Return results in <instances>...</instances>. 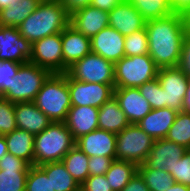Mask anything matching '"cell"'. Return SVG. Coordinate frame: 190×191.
<instances>
[{
  "label": "cell",
  "instance_id": "f6af8a7d",
  "mask_svg": "<svg viewBox=\"0 0 190 191\" xmlns=\"http://www.w3.org/2000/svg\"><path fill=\"white\" fill-rule=\"evenodd\" d=\"M122 1L123 0H92L91 6L109 12Z\"/></svg>",
  "mask_w": 190,
  "mask_h": 191
},
{
  "label": "cell",
  "instance_id": "f546056e",
  "mask_svg": "<svg viewBox=\"0 0 190 191\" xmlns=\"http://www.w3.org/2000/svg\"><path fill=\"white\" fill-rule=\"evenodd\" d=\"M138 172L150 191H165L175 183L174 178L166 170L151 168L145 163L138 166Z\"/></svg>",
  "mask_w": 190,
  "mask_h": 191
},
{
  "label": "cell",
  "instance_id": "d4e9b609",
  "mask_svg": "<svg viewBox=\"0 0 190 191\" xmlns=\"http://www.w3.org/2000/svg\"><path fill=\"white\" fill-rule=\"evenodd\" d=\"M5 136L8 153L34 165V135L17 128Z\"/></svg>",
  "mask_w": 190,
  "mask_h": 191
},
{
  "label": "cell",
  "instance_id": "f1b7e54d",
  "mask_svg": "<svg viewBox=\"0 0 190 191\" xmlns=\"http://www.w3.org/2000/svg\"><path fill=\"white\" fill-rule=\"evenodd\" d=\"M67 171L81 185L89 176L88 162L89 157L74 146L62 159Z\"/></svg>",
  "mask_w": 190,
  "mask_h": 191
},
{
  "label": "cell",
  "instance_id": "7bdbcfd3",
  "mask_svg": "<svg viewBox=\"0 0 190 191\" xmlns=\"http://www.w3.org/2000/svg\"><path fill=\"white\" fill-rule=\"evenodd\" d=\"M67 11L69 15H72L77 10L90 6L92 0H58Z\"/></svg>",
  "mask_w": 190,
  "mask_h": 191
},
{
  "label": "cell",
  "instance_id": "7c38bea8",
  "mask_svg": "<svg viewBox=\"0 0 190 191\" xmlns=\"http://www.w3.org/2000/svg\"><path fill=\"white\" fill-rule=\"evenodd\" d=\"M32 44L17 27L0 26V60L26 63L31 59Z\"/></svg>",
  "mask_w": 190,
  "mask_h": 191
},
{
  "label": "cell",
  "instance_id": "277c9868",
  "mask_svg": "<svg viewBox=\"0 0 190 191\" xmlns=\"http://www.w3.org/2000/svg\"><path fill=\"white\" fill-rule=\"evenodd\" d=\"M34 103L52 122H64L71 108L68 74H50L37 93Z\"/></svg>",
  "mask_w": 190,
  "mask_h": 191
},
{
  "label": "cell",
  "instance_id": "7402d4cb",
  "mask_svg": "<svg viewBox=\"0 0 190 191\" xmlns=\"http://www.w3.org/2000/svg\"><path fill=\"white\" fill-rule=\"evenodd\" d=\"M16 126L34 136L47 128L52 121L36 107L34 102L14 103Z\"/></svg>",
  "mask_w": 190,
  "mask_h": 191
},
{
  "label": "cell",
  "instance_id": "4fadbf2b",
  "mask_svg": "<svg viewBox=\"0 0 190 191\" xmlns=\"http://www.w3.org/2000/svg\"><path fill=\"white\" fill-rule=\"evenodd\" d=\"M30 164L7 153L0 159V191H26Z\"/></svg>",
  "mask_w": 190,
  "mask_h": 191
},
{
  "label": "cell",
  "instance_id": "2e32d148",
  "mask_svg": "<svg viewBox=\"0 0 190 191\" xmlns=\"http://www.w3.org/2000/svg\"><path fill=\"white\" fill-rule=\"evenodd\" d=\"M75 146L88 157L106 156L116 160V134L105 130H94L76 140Z\"/></svg>",
  "mask_w": 190,
  "mask_h": 191
},
{
  "label": "cell",
  "instance_id": "ee69618b",
  "mask_svg": "<svg viewBox=\"0 0 190 191\" xmlns=\"http://www.w3.org/2000/svg\"><path fill=\"white\" fill-rule=\"evenodd\" d=\"M169 4L175 14L184 15L190 10V0H169Z\"/></svg>",
  "mask_w": 190,
  "mask_h": 191
},
{
  "label": "cell",
  "instance_id": "83f0119b",
  "mask_svg": "<svg viewBox=\"0 0 190 191\" xmlns=\"http://www.w3.org/2000/svg\"><path fill=\"white\" fill-rule=\"evenodd\" d=\"M137 171L138 166L133 162L114 160L105 175L112 190L121 191Z\"/></svg>",
  "mask_w": 190,
  "mask_h": 191
},
{
  "label": "cell",
  "instance_id": "d6a6232c",
  "mask_svg": "<svg viewBox=\"0 0 190 191\" xmlns=\"http://www.w3.org/2000/svg\"><path fill=\"white\" fill-rule=\"evenodd\" d=\"M125 56H139L149 54L148 38L145 27L125 36Z\"/></svg>",
  "mask_w": 190,
  "mask_h": 191
},
{
  "label": "cell",
  "instance_id": "9a60e30c",
  "mask_svg": "<svg viewBox=\"0 0 190 191\" xmlns=\"http://www.w3.org/2000/svg\"><path fill=\"white\" fill-rule=\"evenodd\" d=\"M124 43L125 36L108 26L91 38V52L115 64L125 56Z\"/></svg>",
  "mask_w": 190,
  "mask_h": 191
},
{
  "label": "cell",
  "instance_id": "4316f807",
  "mask_svg": "<svg viewBox=\"0 0 190 191\" xmlns=\"http://www.w3.org/2000/svg\"><path fill=\"white\" fill-rule=\"evenodd\" d=\"M39 167L50 177L52 188L55 191H76L80 188L62 161L46 163Z\"/></svg>",
  "mask_w": 190,
  "mask_h": 191
},
{
  "label": "cell",
  "instance_id": "d6986e66",
  "mask_svg": "<svg viewBox=\"0 0 190 191\" xmlns=\"http://www.w3.org/2000/svg\"><path fill=\"white\" fill-rule=\"evenodd\" d=\"M108 13L109 26L123 36L130 35L145 27L146 20L128 0H123Z\"/></svg>",
  "mask_w": 190,
  "mask_h": 191
},
{
  "label": "cell",
  "instance_id": "52a82bcc",
  "mask_svg": "<svg viewBox=\"0 0 190 191\" xmlns=\"http://www.w3.org/2000/svg\"><path fill=\"white\" fill-rule=\"evenodd\" d=\"M154 141L137 124H129L116 134V160L144 164Z\"/></svg>",
  "mask_w": 190,
  "mask_h": 191
},
{
  "label": "cell",
  "instance_id": "4dcf8cb0",
  "mask_svg": "<svg viewBox=\"0 0 190 191\" xmlns=\"http://www.w3.org/2000/svg\"><path fill=\"white\" fill-rule=\"evenodd\" d=\"M146 20L162 18L172 14L169 0H128Z\"/></svg>",
  "mask_w": 190,
  "mask_h": 191
},
{
  "label": "cell",
  "instance_id": "603a6c76",
  "mask_svg": "<svg viewBox=\"0 0 190 191\" xmlns=\"http://www.w3.org/2000/svg\"><path fill=\"white\" fill-rule=\"evenodd\" d=\"M177 113L176 110L168 107L152 109L137 125L154 140L164 139Z\"/></svg>",
  "mask_w": 190,
  "mask_h": 191
},
{
  "label": "cell",
  "instance_id": "484cf974",
  "mask_svg": "<svg viewBox=\"0 0 190 191\" xmlns=\"http://www.w3.org/2000/svg\"><path fill=\"white\" fill-rule=\"evenodd\" d=\"M42 0H19L0 11V26L19 27Z\"/></svg>",
  "mask_w": 190,
  "mask_h": 191
},
{
  "label": "cell",
  "instance_id": "8fae6325",
  "mask_svg": "<svg viewBox=\"0 0 190 191\" xmlns=\"http://www.w3.org/2000/svg\"><path fill=\"white\" fill-rule=\"evenodd\" d=\"M157 79L164 90V108L182 111L183 99L188 87V76L177 66L159 69Z\"/></svg>",
  "mask_w": 190,
  "mask_h": 191
},
{
  "label": "cell",
  "instance_id": "7dc6e473",
  "mask_svg": "<svg viewBox=\"0 0 190 191\" xmlns=\"http://www.w3.org/2000/svg\"><path fill=\"white\" fill-rule=\"evenodd\" d=\"M165 191H190V187L175 182L172 186H170V188H168V190Z\"/></svg>",
  "mask_w": 190,
  "mask_h": 191
},
{
  "label": "cell",
  "instance_id": "1f68e13d",
  "mask_svg": "<svg viewBox=\"0 0 190 191\" xmlns=\"http://www.w3.org/2000/svg\"><path fill=\"white\" fill-rule=\"evenodd\" d=\"M165 139L190 149V113L179 111Z\"/></svg>",
  "mask_w": 190,
  "mask_h": 191
},
{
  "label": "cell",
  "instance_id": "f907efd6",
  "mask_svg": "<svg viewBox=\"0 0 190 191\" xmlns=\"http://www.w3.org/2000/svg\"><path fill=\"white\" fill-rule=\"evenodd\" d=\"M183 17H184L186 30H190V10L186 14H184Z\"/></svg>",
  "mask_w": 190,
  "mask_h": 191
},
{
  "label": "cell",
  "instance_id": "44dd1931",
  "mask_svg": "<svg viewBox=\"0 0 190 191\" xmlns=\"http://www.w3.org/2000/svg\"><path fill=\"white\" fill-rule=\"evenodd\" d=\"M98 112V107L71 106L64 123L75 140L98 129Z\"/></svg>",
  "mask_w": 190,
  "mask_h": 191
},
{
  "label": "cell",
  "instance_id": "d590c367",
  "mask_svg": "<svg viewBox=\"0 0 190 191\" xmlns=\"http://www.w3.org/2000/svg\"><path fill=\"white\" fill-rule=\"evenodd\" d=\"M16 129L14 103L0 96V135L4 136Z\"/></svg>",
  "mask_w": 190,
  "mask_h": 191
},
{
  "label": "cell",
  "instance_id": "bcb514c9",
  "mask_svg": "<svg viewBox=\"0 0 190 191\" xmlns=\"http://www.w3.org/2000/svg\"><path fill=\"white\" fill-rule=\"evenodd\" d=\"M182 111L190 113V76L188 77V87L186 96L183 99Z\"/></svg>",
  "mask_w": 190,
  "mask_h": 191
},
{
  "label": "cell",
  "instance_id": "836d02e7",
  "mask_svg": "<svg viewBox=\"0 0 190 191\" xmlns=\"http://www.w3.org/2000/svg\"><path fill=\"white\" fill-rule=\"evenodd\" d=\"M26 191H55L50 177L39 167L31 165L27 174Z\"/></svg>",
  "mask_w": 190,
  "mask_h": 191
},
{
  "label": "cell",
  "instance_id": "74e56055",
  "mask_svg": "<svg viewBox=\"0 0 190 191\" xmlns=\"http://www.w3.org/2000/svg\"><path fill=\"white\" fill-rule=\"evenodd\" d=\"M21 64L11 60H0V96L10 88V82Z\"/></svg>",
  "mask_w": 190,
  "mask_h": 191
},
{
  "label": "cell",
  "instance_id": "681fc988",
  "mask_svg": "<svg viewBox=\"0 0 190 191\" xmlns=\"http://www.w3.org/2000/svg\"><path fill=\"white\" fill-rule=\"evenodd\" d=\"M19 0H0V11L7 8L9 5L18 2Z\"/></svg>",
  "mask_w": 190,
  "mask_h": 191
},
{
  "label": "cell",
  "instance_id": "3957f363",
  "mask_svg": "<svg viewBox=\"0 0 190 191\" xmlns=\"http://www.w3.org/2000/svg\"><path fill=\"white\" fill-rule=\"evenodd\" d=\"M76 140L64 122H52L34 137V166L61 162Z\"/></svg>",
  "mask_w": 190,
  "mask_h": 191
},
{
  "label": "cell",
  "instance_id": "6da1fadb",
  "mask_svg": "<svg viewBox=\"0 0 190 191\" xmlns=\"http://www.w3.org/2000/svg\"><path fill=\"white\" fill-rule=\"evenodd\" d=\"M149 55L161 68L179 66L182 46L187 32L184 17L172 13L168 16L146 21Z\"/></svg>",
  "mask_w": 190,
  "mask_h": 191
},
{
  "label": "cell",
  "instance_id": "8992f818",
  "mask_svg": "<svg viewBox=\"0 0 190 191\" xmlns=\"http://www.w3.org/2000/svg\"><path fill=\"white\" fill-rule=\"evenodd\" d=\"M51 73L32 62L20 65L10 82V88L1 96L12 103L34 102L42 84Z\"/></svg>",
  "mask_w": 190,
  "mask_h": 191
},
{
  "label": "cell",
  "instance_id": "b9f144b4",
  "mask_svg": "<svg viewBox=\"0 0 190 191\" xmlns=\"http://www.w3.org/2000/svg\"><path fill=\"white\" fill-rule=\"evenodd\" d=\"M121 191H150L145 184L144 178L137 171L127 185Z\"/></svg>",
  "mask_w": 190,
  "mask_h": 191
},
{
  "label": "cell",
  "instance_id": "5b68a950",
  "mask_svg": "<svg viewBox=\"0 0 190 191\" xmlns=\"http://www.w3.org/2000/svg\"><path fill=\"white\" fill-rule=\"evenodd\" d=\"M115 88H138L157 78L159 68L149 54L124 56L114 64Z\"/></svg>",
  "mask_w": 190,
  "mask_h": 191
},
{
  "label": "cell",
  "instance_id": "9c48e42d",
  "mask_svg": "<svg viewBox=\"0 0 190 191\" xmlns=\"http://www.w3.org/2000/svg\"><path fill=\"white\" fill-rule=\"evenodd\" d=\"M30 62L52 73H64L61 33L53 34L32 44Z\"/></svg>",
  "mask_w": 190,
  "mask_h": 191
},
{
  "label": "cell",
  "instance_id": "ba28073f",
  "mask_svg": "<svg viewBox=\"0 0 190 191\" xmlns=\"http://www.w3.org/2000/svg\"><path fill=\"white\" fill-rule=\"evenodd\" d=\"M72 79L88 83L115 85L114 63L100 55L90 52L75 62L66 72Z\"/></svg>",
  "mask_w": 190,
  "mask_h": 191
},
{
  "label": "cell",
  "instance_id": "8d00e7d4",
  "mask_svg": "<svg viewBox=\"0 0 190 191\" xmlns=\"http://www.w3.org/2000/svg\"><path fill=\"white\" fill-rule=\"evenodd\" d=\"M171 176L175 182L190 187V149L176 162Z\"/></svg>",
  "mask_w": 190,
  "mask_h": 191
},
{
  "label": "cell",
  "instance_id": "f35d334b",
  "mask_svg": "<svg viewBox=\"0 0 190 191\" xmlns=\"http://www.w3.org/2000/svg\"><path fill=\"white\" fill-rule=\"evenodd\" d=\"M80 187L83 191H113L105 174L88 176Z\"/></svg>",
  "mask_w": 190,
  "mask_h": 191
},
{
  "label": "cell",
  "instance_id": "c3c4849f",
  "mask_svg": "<svg viewBox=\"0 0 190 191\" xmlns=\"http://www.w3.org/2000/svg\"><path fill=\"white\" fill-rule=\"evenodd\" d=\"M5 136L0 135V159L8 153Z\"/></svg>",
  "mask_w": 190,
  "mask_h": 191
},
{
  "label": "cell",
  "instance_id": "ab89813d",
  "mask_svg": "<svg viewBox=\"0 0 190 191\" xmlns=\"http://www.w3.org/2000/svg\"><path fill=\"white\" fill-rule=\"evenodd\" d=\"M113 161L114 160L111 157H106V156L89 157V162H88L89 176L106 174Z\"/></svg>",
  "mask_w": 190,
  "mask_h": 191
},
{
  "label": "cell",
  "instance_id": "ac0fdd59",
  "mask_svg": "<svg viewBox=\"0 0 190 191\" xmlns=\"http://www.w3.org/2000/svg\"><path fill=\"white\" fill-rule=\"evenodd\" d=\"M61 39L64 73H66L70 66L91 52V38L86 37L69 24L62 31Z\"/></svg>",
  "mask_w": 190,
  "mask_h": 191
},
{
  "label": "cell",
  "instance_id": "30bf717a",
  "mask_svg": "<svg viewBox=\"0 0 190 191\" xmlns=\"http://www.w3.org/2000/svg\"><path fill=\"white\" fill-rule=\"evenodd\" d=\"M115 85L88 83L72 79L68 75V89L71 106H92L100 108L113 97Z\"/></svg>",
  "mask_w": 190,
  "mask_h": 191
},
{
  "label": "cell",
  "instance_id": "ffe728a7",
  "mask_svg": "<svg viewBox=\"0 0 190 191\" xmlns=\"http://www.w3.org/2000/svg\"><path fill=\"white\" fill-rule=\"evenodd\" d=\"M70 25L86 37L92 38L109 26V13L90 5L70 15Z\"/></svg>",
  "mask_w": 190,
  "mask_h": 191
},
{
  "label": "cell",
  "instance_id": "60d3db41",
  "mask_svg": "<svg viewBox=\"0 0 190 191\" xmlns=\"http://www.w3.org/2000/svg\"><path fill=\"white\" fill-rule=\"evenodd\" d=\"M179 67L190 76V30H187L184 37Z\"/></svg>",
  "mask_w": 190,
  "mask_h": 191
},
{
  "label": "cell",
  "instance_id": "e0dca14e",
  "mask_svg": "<svg viewBox=\"0 0 190 191\" xmlns=\"http://www.w3.org/2000/svg\"><path fill=\"white\" fill-rule=\"evenodd\" d=\"M113 96L130 124H137L152 110L138 88H114Z\"/></svg>",
  "mask_w": 190,
  "mask_h": 191
},
{
  "label": "cell",
  "instance_id": "e575fe53",
  "mask_svg": "<svg viewBox=\"0 0 190 191\" xmlns=\"http://www.w3.org/2000/svg\"><path fill=\"white\" fill-rule=\"evenodd\" d=\"M138 89L152 109L164 108V90L157 78L142 84Z\"/></svg>",
  "mask_w": 190,
  "mask_h": 191
},
{
  "label": "cell",
  "instance_id": "5bb4252c",
  "mask_svg": "<svg viewBox=\"0 0 190 191\" xmlns=\"http://www.w3.org/2000/svg\"><path fill=\"white\" fill-rule=\"evenodd\" d=\"M188 149L167 139L154 141L152 149L144 162L148 167L166 170L172 174L176 162L186 153Z\"/></svg>",
  "mask_w": 190,
  "mask_h": 191
},
{
  "label": "cell",
  "instance_id": "cb8c5ba5",
  "mask_svg": "<svg viewBox=\"0 0 190 191\" xmlns=\"http://www.w3.org/2000/svg\"><path fill=\"white\" fill-rule=\"evenodd\" d=\"M129 124L114 96L99 108L98 129L117 134Z\"/></svg>",
  "mask_w": 190,
  "mask_h": 191
},
{
  "label": "cell",
  "instance_id": "7a4b0ae2",
  "mask_svg": "<svg viewBox=\"0 0 190 191\" xmlns=\"http://www.w3.org/2000/svg\"><path fill=\"white\" fill-rule=\"evenodd\" d=\"M70 24V15L58 0H42L18 27L31 44L47 36L62 33Z\"/></svg>",
  "mask_w": 190,
  "mask_h": 191
}]
</instances>
